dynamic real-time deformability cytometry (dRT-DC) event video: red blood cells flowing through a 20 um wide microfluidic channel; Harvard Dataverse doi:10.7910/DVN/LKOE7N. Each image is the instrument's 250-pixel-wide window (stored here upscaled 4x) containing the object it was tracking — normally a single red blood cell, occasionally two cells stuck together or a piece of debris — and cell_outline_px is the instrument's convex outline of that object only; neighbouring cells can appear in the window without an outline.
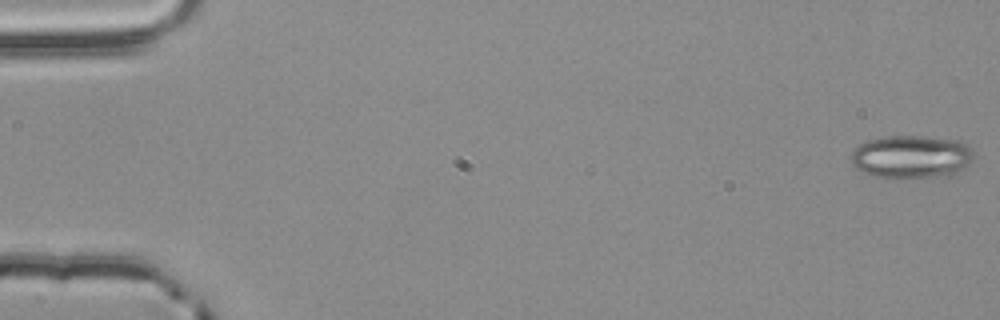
{"species": "common noctule bat (a hibernating species)", "species_latin": "Nyctalus noctula", "temperature_condition": "room temperature", "stored_images_in_passage": 55, "camera_frame_rate_fps": 3000, "um_per_image_px": 0.085, "animal": {"sex": "male", "body_mass_g": 20.4}, "frame": {"image": 1, "passage_image": 1, "time_ms": 0.0, "image_size_px": [1000, 320], "cell_outline_px": [[976, 156], [968, 164], [956, 172], [948, 176], [876, 176], [864, 172], [856, 168], [848, 160], [848, 156], [860, 144], [868, 140], [884, 136], [920, 136], [960, 140], [968, 144], [972, 148]], "centroid_in_image_um": [77.48, 13.29], "position_along_channel_um": 7.5, "area_um2": 30.58}}
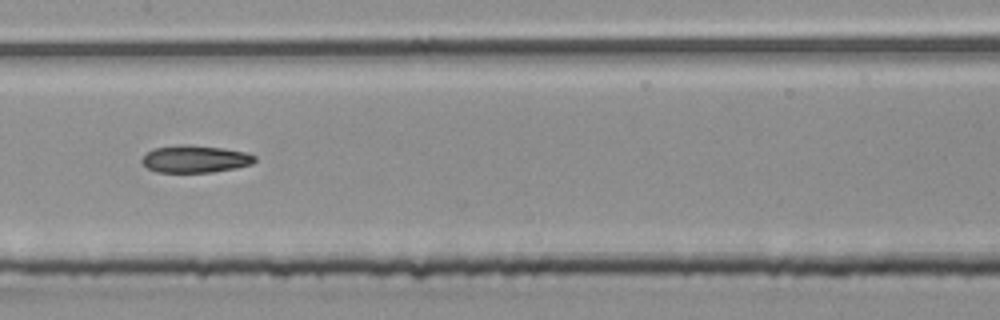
{"frame": {"image": 2, "passage_image": 28, "time_ms": 9.0, "image_size_px": [1000, 320], "cell_outline_px": [[256, 160], [252, 164], [236, 168], [212, 172], [156, 172], [148, 168], [140, 160], [152, 148], [184, 144], [188, 144], [224, 148], [248, 152], [256, 156]], "centroid_in_image_um": [16.62, 13.5], "position_along_channel_um": 190.8, "area_um2": 18.09}}
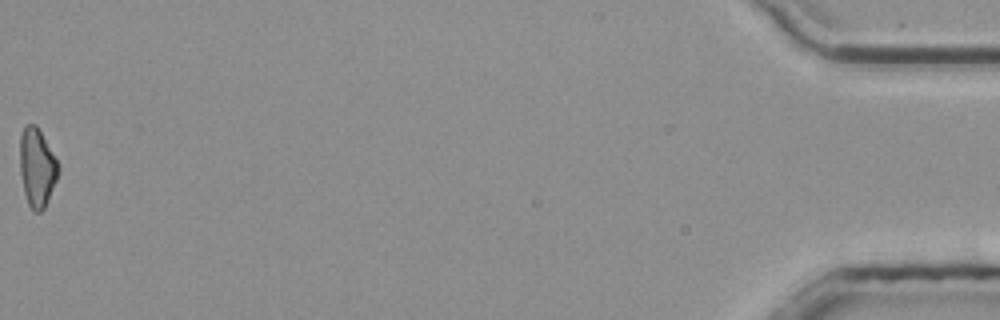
{"frame": {"image": 3, "passage_image": 55, "time_ms": 18.0, "image_size_px": [1000, 320], "cell_outline_px": [[60, 168], [56, 180], [44, 208], [40, 212], [36, 212], [28, 204], [24, 192], [20, 172], [20, 136], [24, 124], [36, 124], [56, 160]], "centroid_in_image_um": [3.12, 14.22], "position_along_channel_um": 432.1, "area_um2": 17.28}, "authors_computed_cell_mechanics": {"area_um2": 18.496, "velocity_mm_per_s": 3.8658, "shape_relaxation_time_tau1_ms": 10.6513, "shape_relaxation_time_tau2_ms": 4.9938, "deformation_change_tau1": 0.2093, "deformation_change_tau2": 0.1355}}